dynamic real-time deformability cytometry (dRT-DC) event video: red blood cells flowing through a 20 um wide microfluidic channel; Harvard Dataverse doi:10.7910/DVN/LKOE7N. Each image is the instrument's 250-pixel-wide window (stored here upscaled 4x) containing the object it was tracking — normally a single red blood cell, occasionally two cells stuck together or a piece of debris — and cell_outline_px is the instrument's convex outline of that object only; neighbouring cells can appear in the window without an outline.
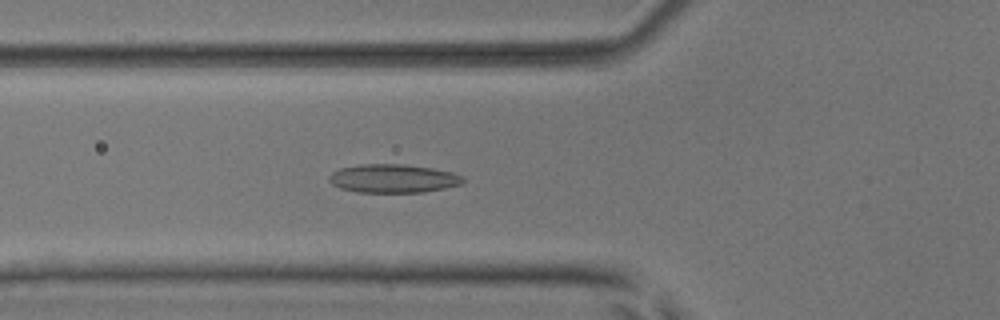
{"species": "common noctule bat (a hibernating species)", "species_latin": "Nyctalus noctula", "temperature_condition": "room temperature", "stored_images_in_passage": 52, "camera_frame_rate_fps": 3000, "um_per_image_px": 0.085, "animal": {"sex": "male", "body_mass_g": 17.9, "forearm_length_mm": 54.2}, "frame": {"image": 1, "passage_image": 19, "time_ms": 6.0, "image_size_px": [1000, 320], "cell_outline_px": [[464, 184], [424, 192], [356, 192], [340, 188], [332, 184], [328, 180], [328, 176], [332, 172], [340, 168], [360, 164], [404, 164], [432, 168], [452, 172], [464, 176]], "centroid_in_image_um": [33.42, 15.17], "position_along_channel_um": 92.4, "area_um2": 22.43}}
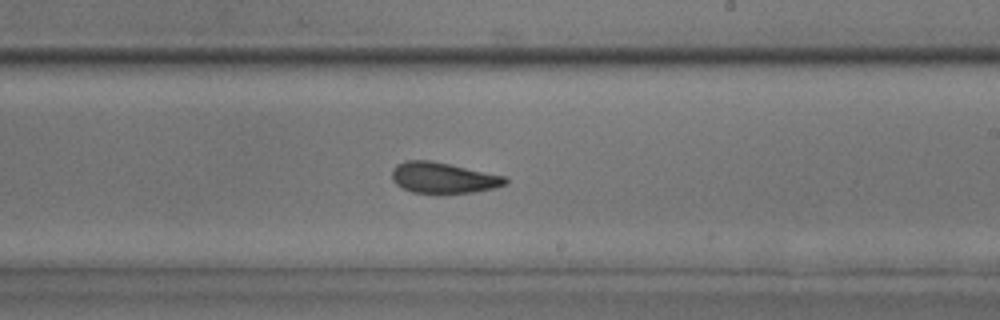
{"frame": {"image": 2, "passage_image": 31, "time_ms": 10.0, "image_size_px": [1000, 320], "cell_outline_px": [[508, 180], [504, 184], [496, 188], [472, 192], [412, 192], [396, 184], [392, 180], [392, 168], [396, 164], [404, 160], [432, 160], [508, 176]], "centroid_in_image_um": [37.68, 15.08], "position_along_channel_um": 251.3, "area_um2": 20.4}}
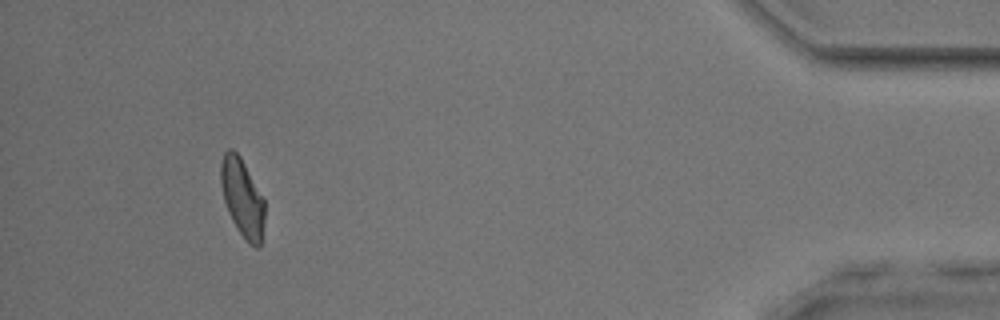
{"frame": {"image": 3, "passage_image": 48, "time_ms": 15.667, "image_size_px": [1000, 320], "cell_outline_px": [[264, 220], [260, 244], [256, 248], [248, 244], [244, 240], [232, 220], [228, 212], [224, 200], [220, 184], [220, 164], [224, 152], [228, 148], [232, 148], [240, 156], [264, 200]], "centroid_in_image_um": [20.57, 16.81], "position_along_channel_um": 414.6, "area_um2": 19.88}, "authors_computed_cell_mechanics": {"area_um2": 20.6924, "velocity_mm_per_s": 3.9802, "shape_relaxation_time_tau1_ms": 6.9633, "shape_relaxation_time_tau2_ms": 2.7398, "deformation_change_tau1": 0.1364, "deformation_change_tau2": 0.0892}}